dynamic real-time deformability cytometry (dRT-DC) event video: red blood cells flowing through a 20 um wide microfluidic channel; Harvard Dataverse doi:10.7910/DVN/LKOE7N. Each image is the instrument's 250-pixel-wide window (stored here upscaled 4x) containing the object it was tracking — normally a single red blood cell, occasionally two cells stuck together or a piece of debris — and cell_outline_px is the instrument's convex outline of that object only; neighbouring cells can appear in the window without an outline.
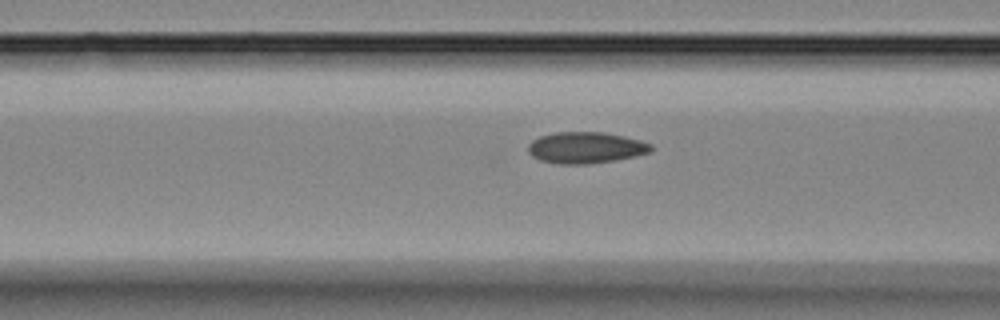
{"species": "Egyptian fruit bat (a non-hibernating species)", "species_latin": "Rousettus aegyptiacus", "temperature_condition": "room temperature", "stored_images_in_passage": 9, "camera_frame_rate_fps": 3000, "um_per_image_px": 0.085, "animal": {"sex": "female"}, "frame": {"image": 1, "passage_image": 7, "time_ms": 2.0, "image_size_px": [1000, 320], "cell_outline_px": [[652, 152], [636, 156], [616, 160], [588, 164], [556, 164], [540, 160], [532, 156], [528, 152], [528, 144], [532, 140], [540, 136], [552, 132], [604, 132], [624, 136], [640, 140], [652, 144]], "centroid_in_image_um": [49.78, 12.55], "position_along_channel_um": 116.8, "area_um2": 22.72}}